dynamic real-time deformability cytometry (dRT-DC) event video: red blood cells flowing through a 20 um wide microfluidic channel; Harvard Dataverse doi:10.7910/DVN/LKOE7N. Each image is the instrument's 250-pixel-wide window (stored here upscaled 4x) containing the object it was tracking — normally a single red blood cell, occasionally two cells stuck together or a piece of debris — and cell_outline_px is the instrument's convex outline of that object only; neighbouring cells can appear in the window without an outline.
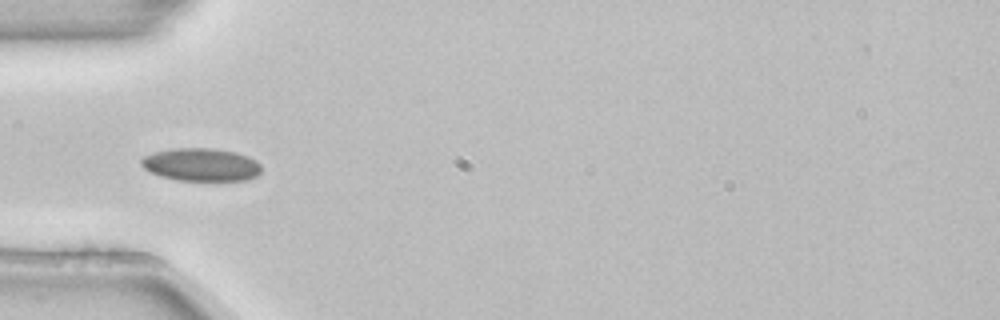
{"species": "common noctule bat (a hibernating species)", "species_latin": "Nyctalus noctula", "temperature_condition": "room temperature", "stored_images_in_passage": 3, "camera_frame_rate_fps": 3000, "um_per_image_px": 0.085, "animal": {"sex": "female", "body_mass_g": 22.7, "forearm_length_mm": 54.2}, "frame": {"image": 1, "passage_image": 3, "time_ms": 0.667, "image_size_px": [1000, 320], "cell_outline_px": [[260, 172], [256, 176], [248, 180], [176, 180], [160, 176], [148, 172], [140, 164], [140, 160], [144, 156], [152, 152], [172, 148], [212, 148], [236, 152], [248, 156], [256, 160], [260, 164]], "centroid_in_image_um": [17.06, 13.99], "position_along_channel_um": 67.9, "area_um2": 23.24}}